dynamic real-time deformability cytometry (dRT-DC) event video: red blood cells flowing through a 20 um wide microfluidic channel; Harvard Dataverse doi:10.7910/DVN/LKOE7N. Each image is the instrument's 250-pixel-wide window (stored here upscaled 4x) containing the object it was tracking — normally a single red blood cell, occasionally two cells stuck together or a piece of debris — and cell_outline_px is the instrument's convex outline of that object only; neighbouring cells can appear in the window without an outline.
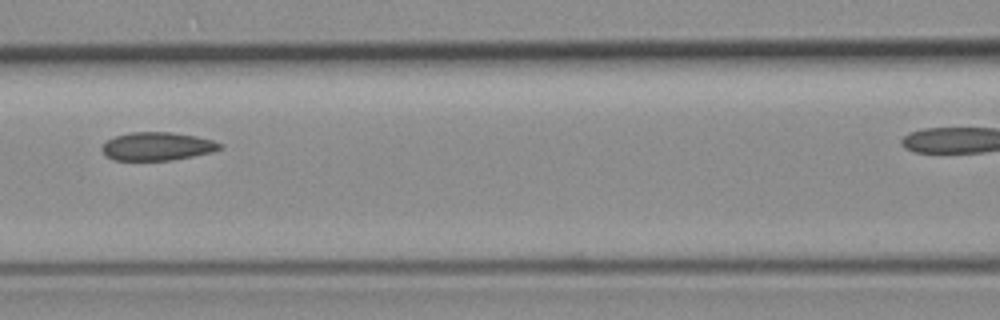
{"species": "common noctule bat (a hibernating species)", "species_latin": "Nyctalus noctula", "temperature_condition": "room temperature", "stored_images_in_passage": 7, "camera_frame_rate_fps": 3000, "um_per_image_px": 0.085, "animal": {"sex": "female", "body_mass_g": 19.3, "forearm_length_mm": 54.1}, "frame": {"image": 1, "passage_image": 6, "time_ms": 6.333, "image_size_px": [1000, 320], "cell_outline_px": [[224, 148], [212, 152], [172, 160], [112, 160], [104, 156], [100, 148], [108, 140], [116, 136], [132, 132], [172, 132], [196, 136], [212, 140], [224, 144]], "centroid_in_image_um": [13.37, 12.44], "position_along_channel_um": 153.2, "area_um2": 19.54}}